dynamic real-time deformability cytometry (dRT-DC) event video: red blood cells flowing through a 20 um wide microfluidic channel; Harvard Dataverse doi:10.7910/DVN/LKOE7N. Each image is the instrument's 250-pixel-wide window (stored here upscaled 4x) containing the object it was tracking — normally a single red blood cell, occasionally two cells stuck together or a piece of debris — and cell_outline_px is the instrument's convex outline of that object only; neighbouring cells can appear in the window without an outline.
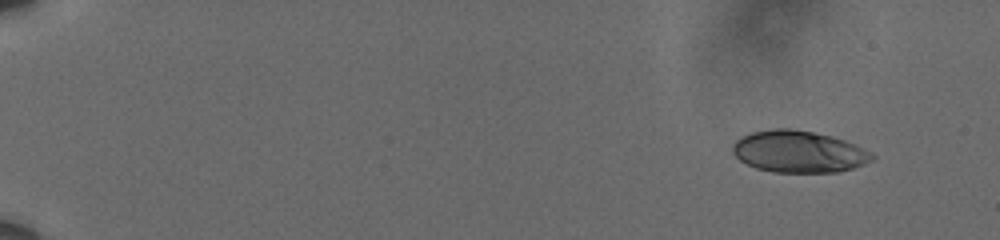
{"species": "human", "species_latin": "Homo sapiens", "temperature_condition": "cold", "stored_images_in_passage": 55, "camera_frame_rate_fps": 3000, "um_per_image_px": 0.085, "donor": {"sex": "male"}, "frame": {"image": 1, "passage_image": 1, "time_ms": 0.0, "image_size_px": [1000, 240], "cell_outline_px": [[876, 156], [872, 160], [864, 164], [852, 168], [836, 172], [772, 172], [756, 168], [740, 160], [732, 152], [732, 144], [740, 136], [752, 132], [772, 128], [792, 128], [832, 136], [844, 140], [864, 148], [872, 152]], "centroid_in_image_um": [67.88, 12.88], "position_along_channel_um": 17.1, "area_um2": 34.1}}
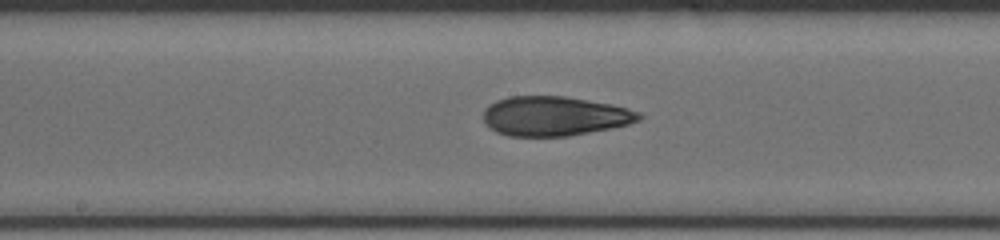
{"frame": {"image": 2, "passage_image": 30, "time_ms": 9.667, "image_size_px": [1000, 240], "cell_outline_px": [[644, 116], [640, 120], [628, 124], [612, 128], [568, 136], [508, 136], [496, 132], [488, 128], [484, 124], [484, 108], [488, 104], [496, 100], [508, 96], [564, 96], [612, 104], [628, 108], [640, 112]], "centroid_in_image_um": [47.11, 9.86], "position_along_channel_um": 201.1, "area_um2": 36.18}}
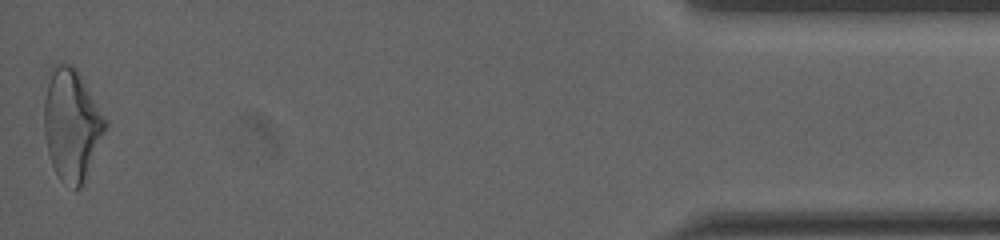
{"frame": {"image": 3, "passage_image": 55, "time_ms": 18.0, "image_size_px": [1000, 240], "cell_outline_px": [[108, 124], [84, 180], [80, 188], [76, 188], [60, 180], [52, 164], [48, 152], [44, 132], [44, 100], [52, 64], [72, 64], [76, 68], [108, 120]], "centroid_in_image_um": [6.09, 10.55], "position_along_channel_um": 429.1, "area_um2": 39.36}, "authors_computed_cell_mechanics": {"area_um2": 35.547, "velocity_mm_per_s": 3.6133, "shape_relaxation_time_tau1_ms": 8.1516, "shape_relaxation_time_tau2_ms": 2.4534, "deformation_change_tau1": 0.2039, "deformation_change_tau2": 0.1002}}